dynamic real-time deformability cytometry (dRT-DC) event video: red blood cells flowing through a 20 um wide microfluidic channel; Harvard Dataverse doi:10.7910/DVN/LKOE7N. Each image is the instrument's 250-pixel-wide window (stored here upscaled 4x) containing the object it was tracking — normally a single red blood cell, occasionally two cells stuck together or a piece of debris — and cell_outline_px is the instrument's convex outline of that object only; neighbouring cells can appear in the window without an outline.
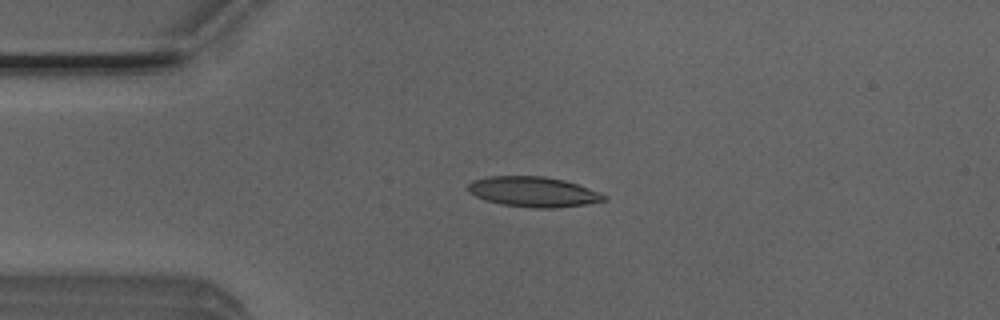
{"species": "Egyptian fruit bat (a non-hibernating species)", "species_latin": "Rousettus aegyptiacus", "temperature_condition": "room temperature", "stored_images_in_passage": 4, "camera_frame_rate_fps": 3000, "um_per_image_px": 0.085, "animal": {"sex": "male"}, "frame": {"image": 1, "passage_image": 3, "time_ms": 0.667, "image_size_px": [1000, 320], "cell_outline_px": [[608, 200], [588, 204], [556, 208], [532, 208], [500, 204], [484, 200], [468, 192], [468, 184], [472, 180], [488, 176], [544, 176], [564, 180], [576, 184], [608, 196]], "centroid_in_image_um": [45.31, 16.31], "position_along_channel_um": 39.7, "area_um2": 24.04}}